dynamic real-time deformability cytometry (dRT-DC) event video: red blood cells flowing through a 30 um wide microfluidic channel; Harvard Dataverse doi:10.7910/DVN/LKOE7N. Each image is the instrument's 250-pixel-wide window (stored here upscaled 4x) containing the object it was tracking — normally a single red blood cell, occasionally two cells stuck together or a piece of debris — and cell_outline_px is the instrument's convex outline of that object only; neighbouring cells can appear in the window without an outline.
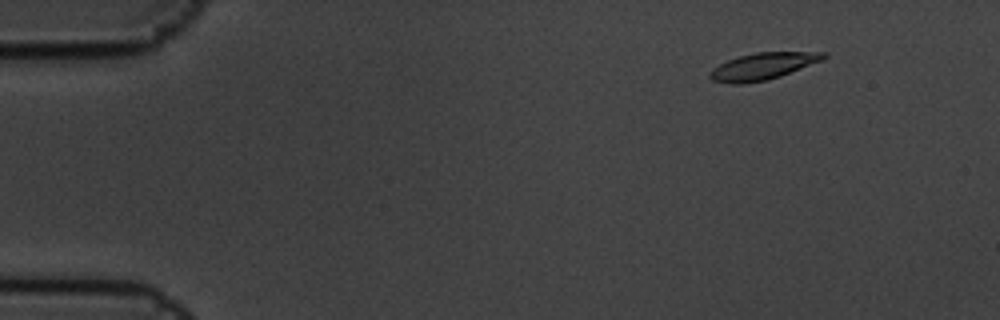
{"species": "common noctule bat (a hibernating species)", "species_latin": "Nyctalus noctula", "temperature_condition": "cold", "stored_images_in_passage": 5, "camera_frame_rate_fps": 3000, "um_per_image_px": 0.085, "animal": {"sex": "male", "body_mass_g": 19.5, "forearm_length_mm": 54.6}, "frame": {"image": 1, "passage_image": 2, "time_ms": 0.333, "image_size_px": [1000, 320], "cell_outline_px": [[828, 56], [824, 60], [780, 76], [764, 80], [740, 84], [732, 84], [712, 80], [708, 76], [708, 72], [712, 68], [728, 60], [740, 56], [756, 52], [828, 52]], "centroid_in_image_um": [64.85, 5.62], "position_along_channel_um": 20.1, "area_um2": 17.74}}
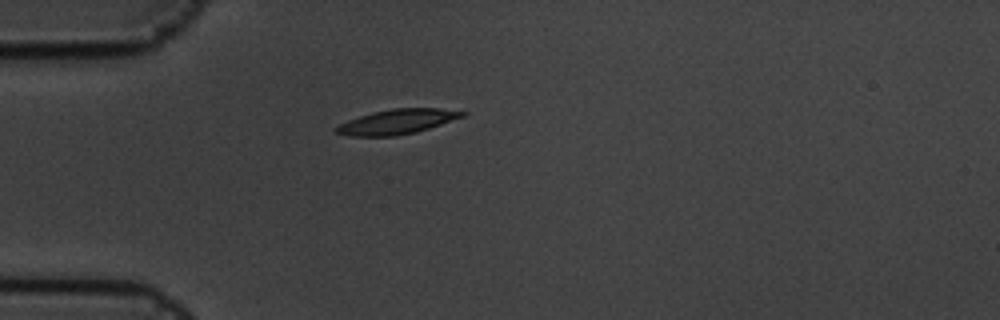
{"frame": {"image": 2, "passage_image": 5, "time_ms": 1.333, "image_size_px": [1000, 320], "cell_outline_px": [[468, 112], [464, 116], [416, 132], [396, 136], [352, 136], [332, 132], [332, 128], [348, 120], [372, 112], [392, 108], [440, 108]], "centroid_in_image_um": [33.71, 10.34], "position_along_channel_um": 51.3, "area_um2": 18.21}}